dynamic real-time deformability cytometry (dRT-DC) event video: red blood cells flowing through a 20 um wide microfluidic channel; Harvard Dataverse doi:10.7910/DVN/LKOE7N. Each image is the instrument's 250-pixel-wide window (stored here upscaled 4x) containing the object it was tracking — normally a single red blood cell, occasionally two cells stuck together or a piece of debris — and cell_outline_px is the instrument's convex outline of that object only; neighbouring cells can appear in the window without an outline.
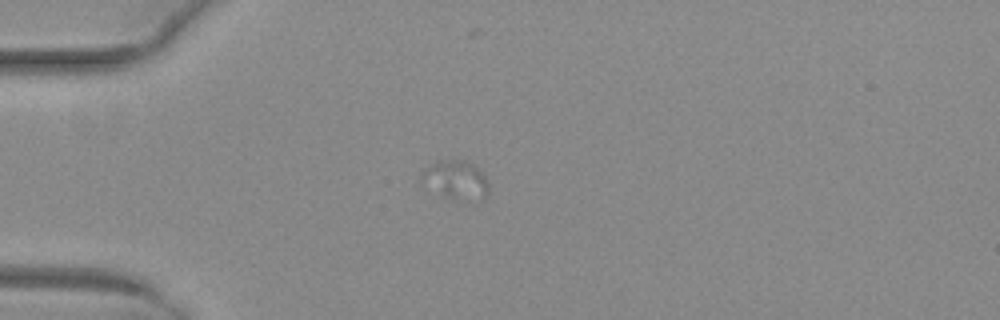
{"species": "common noctule bat (a hibernating species)", "species_latin": "Nyctalus noctula", "temperature_condition": "warm", "stored_images_in_passage": 58, "camera_frame_rate_fps": 3000, "um_per_image_px": 0.085, "animal": {"sex": "female", "body_mass_g": 29.2, "forearm_length_mm": 56.3}, "frame": {"image": 1, "passage_image": 18, "time_ms": 5.667, "image_size_px": [1000, 320], "cell_outline_px": [[488, 196], [480, 200], [452, 200], [440, 196], [420, 176], [436, 160], [464, 160], [480, 168], [484, 172], [488, 180]], "centroid_in_image_um": [38.84, 15.31], "position_along_channel_um": 46.2, "area_um2": 15.2}}
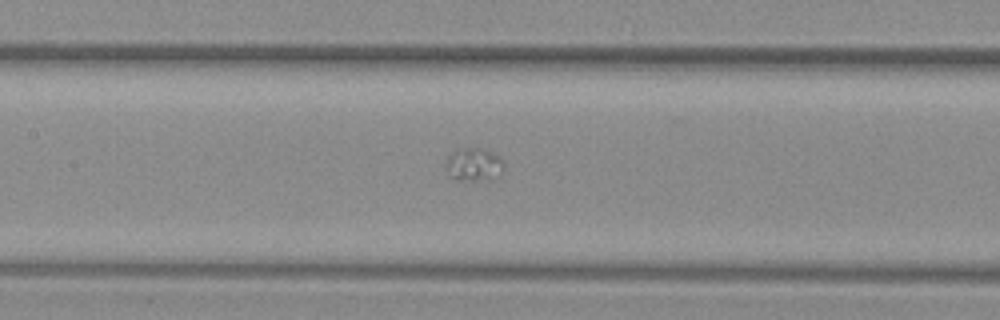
{"frame": {"image": 2, "passage_image": 30, "time_ms": 9.667, "image_size_px": [1000, 320], "cell_outline_px": [[504, 172], [500, 176], [492, 180], [456, 180], [452, 176], [444, 164], [448, 156], [460, 148], [484, 148], [500, 156], [504, 164]], "centroid_in_image_um": [40.34, 13.99], "position_along_channel_um": 167.1, "area_um2": 11.44}}
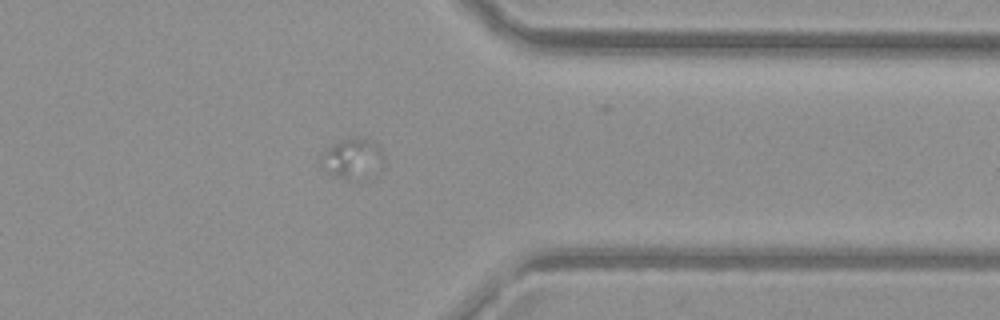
{"frame": {"image": 3, "passage_image": 48, "time_ms": 15.667, "image_size_px": [1000, 320], "cell_outline_px": [[384, 168], [344, 180], [332, 176], [324, 168], [320, 160], [320, 156], [332, 144], [352, 136], [356, 136], [368, 140], [376, 144], [380, 148], [384, 156]], "centroid_in_image_um": [29.95, 13.44], "position_along_channel_um": 381.4, "area_um2": 14.45}}